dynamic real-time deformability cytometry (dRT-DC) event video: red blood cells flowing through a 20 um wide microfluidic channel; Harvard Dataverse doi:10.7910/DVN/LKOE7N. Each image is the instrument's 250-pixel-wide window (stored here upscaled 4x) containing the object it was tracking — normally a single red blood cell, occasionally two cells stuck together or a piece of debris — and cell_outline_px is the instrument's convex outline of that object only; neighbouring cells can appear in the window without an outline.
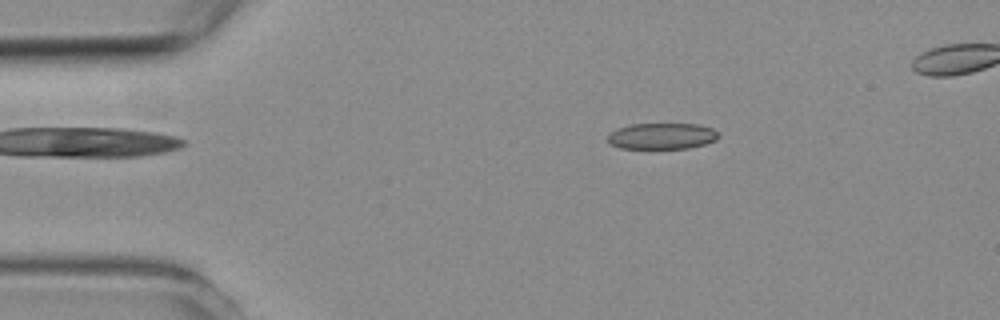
{"species": "common noctule bat (a hibernating species)", "species_latin": "Nyctalus noctula", "temperature_condition": "room temperature", "stored_images_in_passage": 4, "camera_frame_rate_fps": 3000, "um_per_image_px": 0.085, "animal": {"sex": "female", "body_mass_g": 19.3, "forearm_length_mm": 54.1}, "frame": {"image": 1, "passage_image": 1, "time_ms": 0.0, "image_size_px": [1000, 320], "cell_outline_px": [[720, 136], [716, 140], [704, 144], [688, 148], [620, 148], [612, 144], [608, 140], [608, 136], [612, 132], [620, 128], [632, 124], [696, 124], [712, 128]], "centroid_in_image_um": [56.3, 11.57], "position_along_channel_um": 28.7, "area_um2": 16.59}}